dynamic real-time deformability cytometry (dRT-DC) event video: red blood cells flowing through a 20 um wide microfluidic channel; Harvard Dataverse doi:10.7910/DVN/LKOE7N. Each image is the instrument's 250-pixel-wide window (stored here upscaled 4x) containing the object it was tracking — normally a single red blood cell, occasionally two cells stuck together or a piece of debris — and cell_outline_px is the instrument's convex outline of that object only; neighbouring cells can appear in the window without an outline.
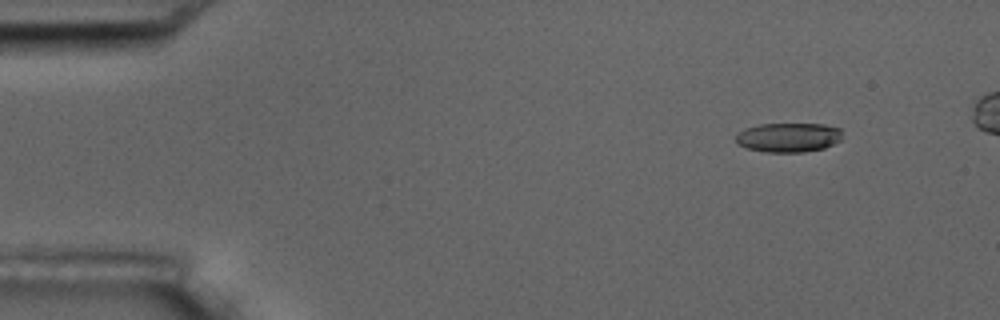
{"species": "common noctule bat (a hibernating species)", "species_latin": "Nyctalus noctula", "temperature_condition": "room temperature", "stored_images_in_passage": 4, "camera_frame_rate_fps": 3000, "um_per_image_px": 0.085, "animal": {"sex": "male", "body_mass_g": 17.5, "forearm_length_mm": 52.3}, "frame": {"image": 1, "passage_image": 1, "time_ms": 0.0, "image_size_px": [1000, 320], "cell_outline_px": [[840, 140], [824, 148], [804, 152], [768, 152], [748, 148], [736, 144], [736, 132], [744, 128], [760, 124], [824, 124], [840, 128]], "centroid_in_image_um": [66.97, 11.67], "position_along_channel_um": 18.0, "area_um2": 18.21}}